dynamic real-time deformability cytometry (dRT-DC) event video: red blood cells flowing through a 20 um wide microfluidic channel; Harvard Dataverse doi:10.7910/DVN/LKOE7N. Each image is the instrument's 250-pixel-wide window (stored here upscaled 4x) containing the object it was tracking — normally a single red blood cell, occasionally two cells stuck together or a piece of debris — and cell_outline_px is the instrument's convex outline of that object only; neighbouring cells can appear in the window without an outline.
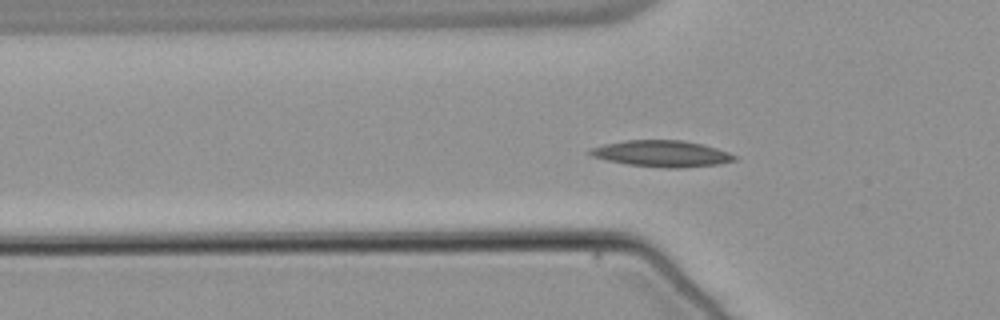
{"species": "common noctule bat (a hibernating species)", "species_latin": "Nyctalus noctula", "temperature_condition": "warm", "stored_images_in_passage": 39, "segment_of_instrument_passage": [1, 2], "camera_frame_rate_fps": 3000, "um_per_image_px": 0.085, "animal": {"sex": "male", "body_mass_g": 21.5, "forearm_length_mm": 52.0}, "frame": {"image": 1, "passage_image": 2, "time_ms": 0.333, "image_size_px": [1000, 320], "cell_outline_px": [[736, 160], [720, 164], [680, 168], [664, 168], [628, 164], [608, 160], [592, 156], [588, 152], [592, 148], [604, 144], [624, 140], [680, 140], [704, 144], [728, 152], [736, 156]], "centroid_in_image_um": [56.28, 13.06], "position_along_channel_um": 69.5, "area_um2": 22.08}}
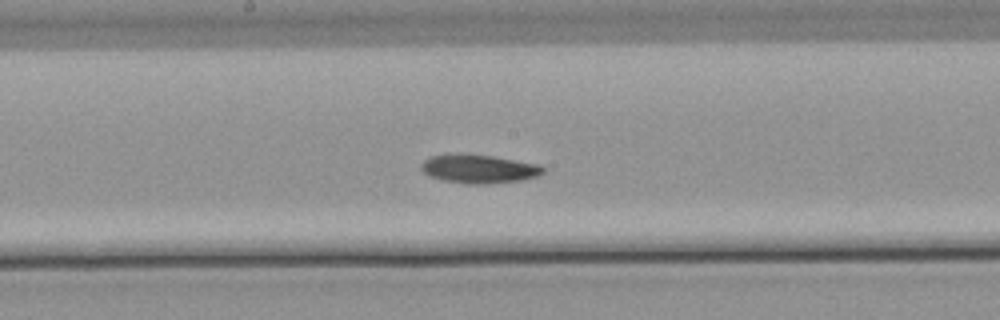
{"frame": {"image": 2, "passage_image": 13, "time_ms": 4.0, "image_size_px": [1000, 320], "cell_outline_px": [[544, 172], [536, 176], [520, 180], [480, 184], [468, 184], [444, 180], [428, 176], [420, 168], [420, 164], [428, 156], [448, 152], [460, 152], [492, 156], [536, 164], [544, 168]], "centroid_in_image_um": [40.58, 14.32], "position_along_channel_um": 207.6, "area_um2": 20.52}}
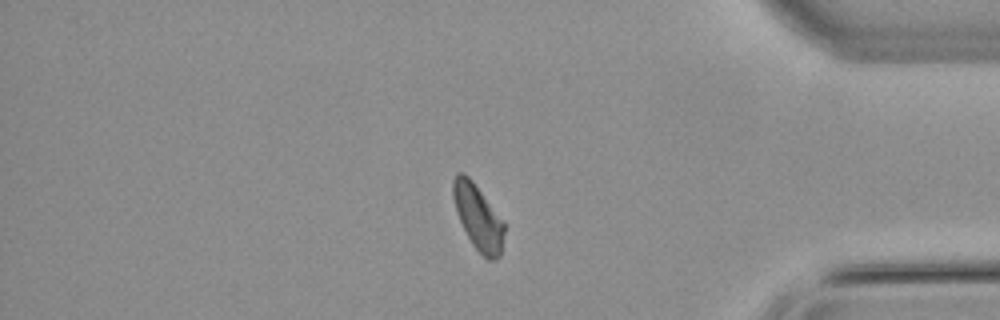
{"frame": {"image": 3, "passage_image": 30, "time_ms": 9.667, "image_size_px": [1000, 320], "cell_outline_px": [[504, 232], [500, 256], [496, 260], [488, 260], [472, 244], [456, 212], [452, 196], [452, 180], [456, 172], [464, 172], [472, 180], [504, 220]], "centroid_in_image_um": [40.63, 18.42], "position_along_channel_um": 394.6, "area_um2": 19.48}}